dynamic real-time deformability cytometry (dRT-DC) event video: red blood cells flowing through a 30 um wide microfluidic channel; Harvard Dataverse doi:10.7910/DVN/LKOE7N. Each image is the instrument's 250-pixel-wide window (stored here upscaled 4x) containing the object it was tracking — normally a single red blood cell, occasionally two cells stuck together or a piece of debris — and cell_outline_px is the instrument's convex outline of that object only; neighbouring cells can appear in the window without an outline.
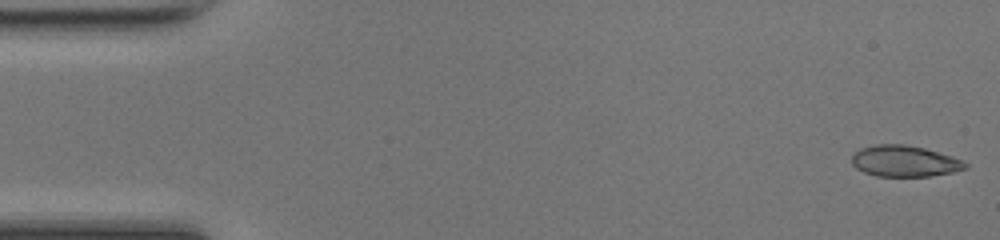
{"species": "common noctule bat (a hibernating species)", "species_latin": "Nyctalus noctula", "temperature_condition": "room temperature", "stored_images_in_passage": 48, "camera_frame_rate_fps": 3000, "um_per_image_px": 0.085, "animal": {"sex": "female", "body_mass_g": 17.0, "forearm_length_mm": 48.0}, "frame": {"image": 1, "passage_image": 1, "time_ms": 0.0, "image_size_px": [1000, 240], "cell_outline_px": [[968, 168], [952, 172], [928, 176], [876, 176], [864, 172], [856, 168], [852, 164], [852, 156], [860, 148], [876, 144], [904, 144], [924, 148], [952, 156], [968, 164]], "centroid_in_image_um": [76.87, 13.69], "position_along_channel_um": 8.1, "area_um2": 20.52}}
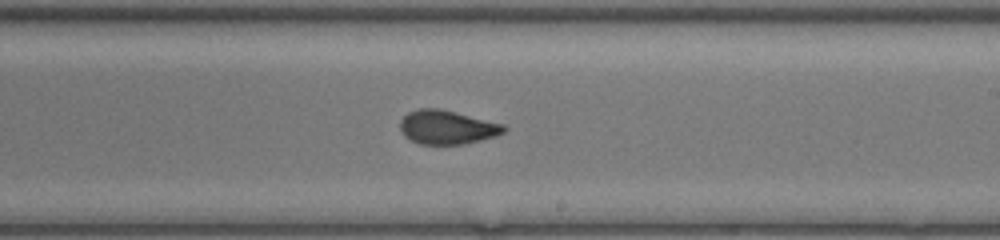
{"frame": {"image": 2, "passage_image": 28, "time_ms": 9.0, "image_size_px": [1000, 240], "cell_outline_px": [[508, 128], [504, 132], [496, 136], [464, 144], [420, 144], [404, 136], [400, 128], [400, 120], [408, 112], [416, 108], [440, 108], [504, 124]], "centroid_in_image_um": [38.0, 10.8], "position_along_channel_um": 251.0, "area_um2": 20.58}}
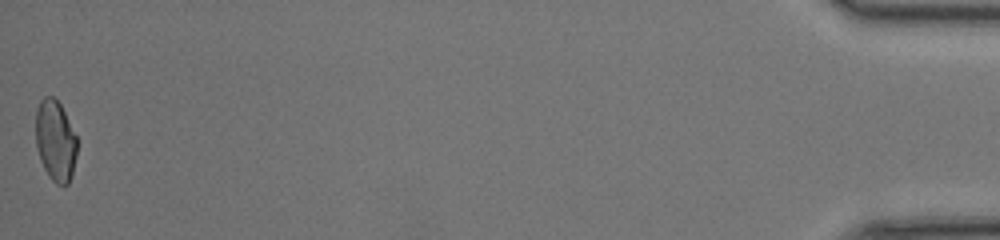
{"frame": {"image": 3, "passage_image": 48, "time_ms": 15.667, "image_size_px": [1000, 240], "cell_outline_px": [[76, 156], [72, 176], [68, 184], [56, 184], [48, 176], [40, 160], [36, 144], [36, 108], [40, 100], [44, 96], [52, 96], [60, 104], [76, 136]], "centroid_in_image_um": [4.69, 11.96], "position_along_channel_um": 430.5, "area_um2": 19.42}, "authors_computed_cell_mechanics": {"area_um2": 20.519, "velocity_mm_per_s": 4.2819, "shape_relaxation_time_tau1_ms": 7.7877, "shape_relaxation_time_tau2_ms": 0.7939, "deformation_change_tau1": 0.1978, "deformation_change_tau2": 0.054}}